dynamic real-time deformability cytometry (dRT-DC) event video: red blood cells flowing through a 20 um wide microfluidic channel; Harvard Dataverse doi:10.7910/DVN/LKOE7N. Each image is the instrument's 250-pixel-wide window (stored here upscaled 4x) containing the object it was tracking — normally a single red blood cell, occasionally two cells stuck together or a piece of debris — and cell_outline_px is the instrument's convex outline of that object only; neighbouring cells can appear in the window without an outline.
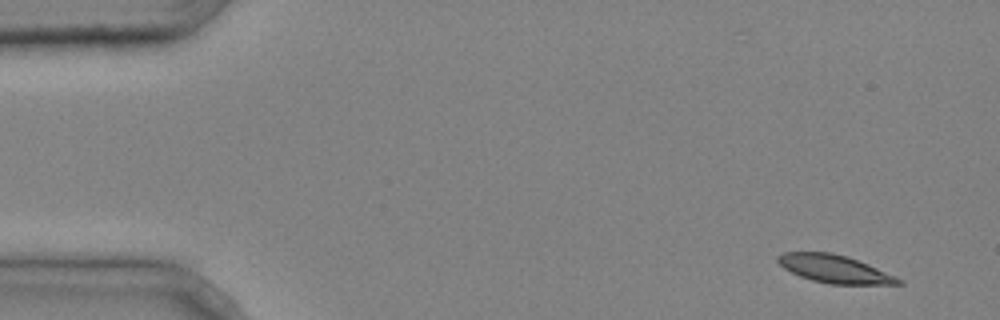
{"species": "common noctule bat (a hibernating species)", "species_latin": "Nyctalus noctula", "temperature_condition": "cold", "stored_images_in_passage": 4, "camera_frame_rate_fps": 3000, "um_per_image_px": 0.085, "animal": {"sex": "male", "body_mass_g": 20.4}, "frame": {"image": 1, "passage_image": 1, "time_ms": 0.0, "image_size_px": [1000, 320], "cell_outline_px": [[904, 284], [828, 284], [812, 280], [800, 276], [784, 268], [776, 260], [776, 256], [784, 252], [832, 252], [868, 264], [896, 276], [904, 280]], "centroid_in_image_um": [70.94, 22.86], "position_along_channel_um": 14.1, "area_um2": 19.48}}
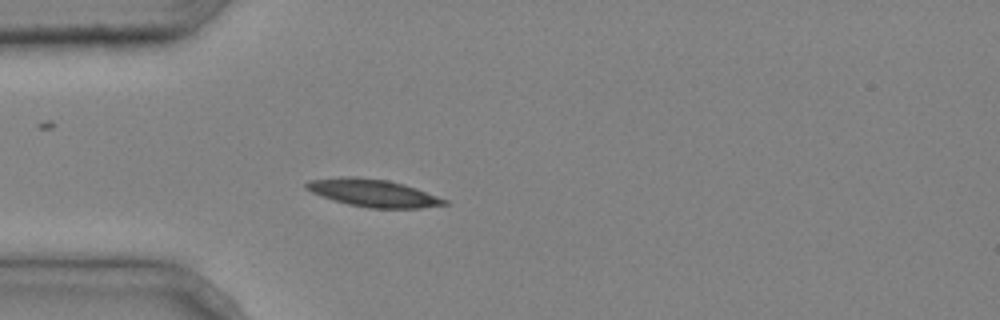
{"frame": {"image": 2, "passage_image": 4, "time_ms": 1.0, "image_size_px": [1000, 320], "cell_outline_px": [[448, 204], [420, 208], [368, 208], [348, 204], [320, 196], [304, 188], [304, 184], [308, 180], [344, 176], [352, 176], [388, 180], [404, 184], [416, 188], [448, 200]], "centroid_in_image_um": [31.69, 16.4], "position_along_channel_um": 53.3, "area_um2": 22.2}}